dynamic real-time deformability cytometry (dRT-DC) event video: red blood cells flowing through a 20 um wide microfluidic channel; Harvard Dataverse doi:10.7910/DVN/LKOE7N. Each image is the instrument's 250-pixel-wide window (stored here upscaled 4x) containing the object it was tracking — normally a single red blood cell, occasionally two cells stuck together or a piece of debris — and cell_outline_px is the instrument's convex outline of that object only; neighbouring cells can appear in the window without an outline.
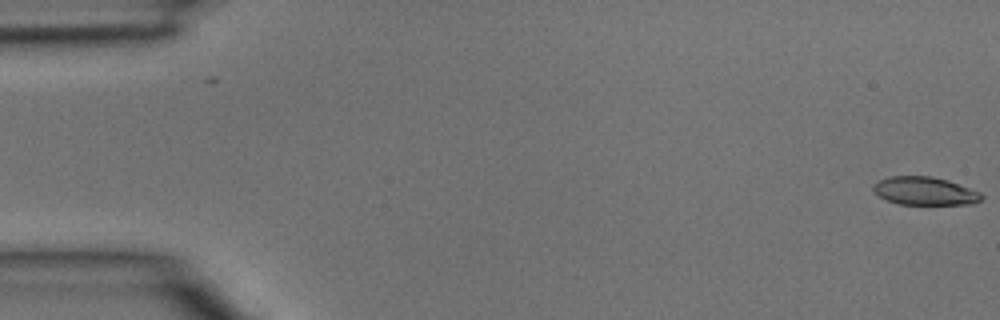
{"species": "common noctule bat (a hibernating species)", "species_latin": "Nyctalus noctula", "temperature_condition": "room temperature", "stored_images_in_passage": 4, "camera_frame_rate_fps": 3000, "um_per_image_px": 0.085, "animal": {"sex": "male", "body_mass_g": 15.6}, "frame": {"image": 1, "passage_image": 1, "time_ms": 0.0, "image_size_px": [1000, 320], "cell_outline_px": [[984, 196], [980, 200], [972, 204], [900, 204], [888, 200], [880, 196], [872, 188], [872, 184], [888, 176], [932, 176], [948, 180], [980, 192]], "centroid_in_image_um": [78.61, 16.22], "position_along_channel_um": 6.4, "area_um2": 17.63}}
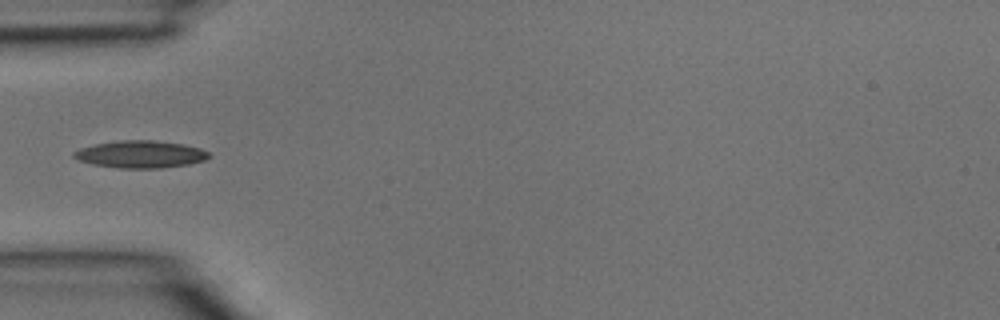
{"frame": {"image": 2, "passage_image": 4, "time_ms": 1.0, "image_size_px": [1000, 320], "cell_outline_px": [[212, 156], [204, 160], [188, 164], [160, 168], [116, 168], [92, 164], [80, 160], [72, 156], [72, 152], [80, 148], [96, 144], [120, 140], [152, 140], [184, 144], [200, 148], [208, 152]], "centroid_in_image_um": [11.94, 13.11], "position_along_channel_um": 73.1, "area_um2": 21.44}}